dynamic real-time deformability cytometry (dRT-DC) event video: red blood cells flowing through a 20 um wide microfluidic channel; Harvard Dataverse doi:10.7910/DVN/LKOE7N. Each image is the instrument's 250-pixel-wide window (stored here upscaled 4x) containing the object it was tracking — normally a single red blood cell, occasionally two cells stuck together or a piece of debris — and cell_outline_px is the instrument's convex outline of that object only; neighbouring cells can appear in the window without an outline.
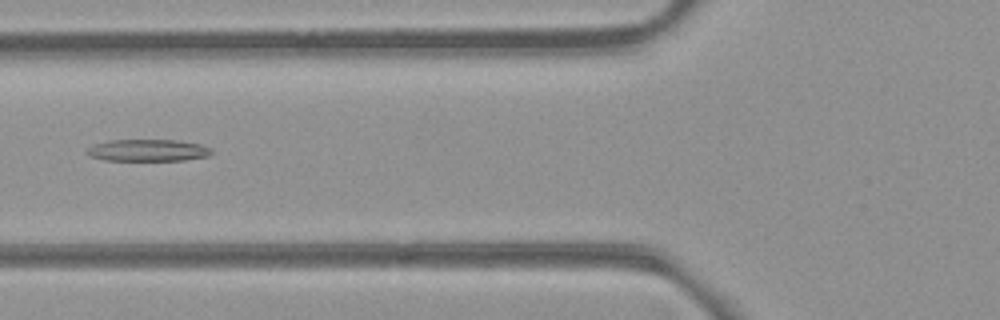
{"species": "common noctule bat (a hibernating species)", "species_latin": "Nyctalus noctula", "temperature_condition": "room temperature", "stored_images_in_passage": 43, "segment_of_instrument_passage": [1, 2], "camera_frame_rate_fps": 3000, "um_per_image_px": 0.085, "animal": {"sex": "female", "body_mass_g": 21.9}, "frame": {"image": 1, "passage_image": 14, "time_ms": 4.333, "image_size_px": [1000, 320], "cell_outline_px": [[212, 152], [208, 156], [184, 160], [104, 160], [88, 156], [88, 148], [92, 144], [108, 140], [176, 140], [204, 144], [212, 148]], "centroid_in_image_um": [12.59, 12.77], "position_along_channel_um": 113.2, "area_um2": 16.01}}
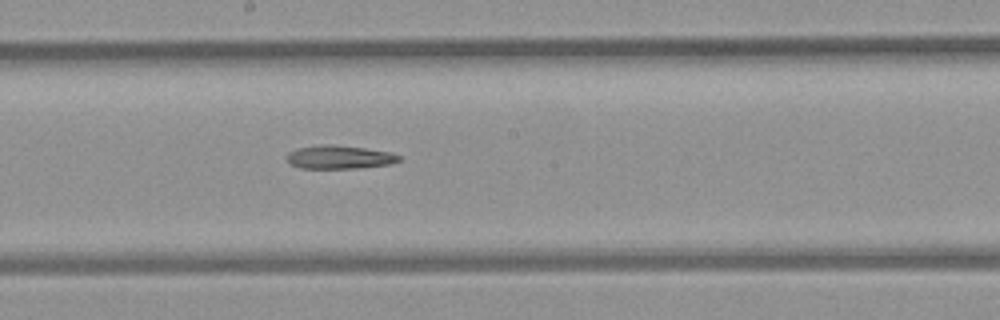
{"frame": {"image": 2, "passage_image": 22, "time_ms": 7.0, "image_size_px": [1000, 320], "cell_outline_px": [[400, 160], [388, 164], [356, 168], [300, 168], [292, 164], [284, 156], [288, 152], [296, 148], [320, 144], [328, 144], [364, 148], [388, 152], [400, 156]], "centroid_in_image_um": [28.77, 13.35], "position_along_channel_um": 219.4, "area_um2": 15.14}}
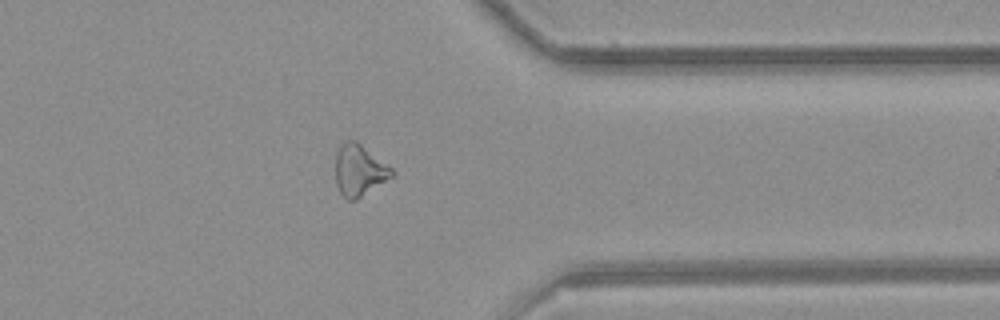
{"frame": {"image": 3, "passage_image": 35, "time_ms": 11.333, "image_size_px": [1000, 320], "cell_outline_px": [[396, 172], [392, 176], [356, 200], [348, 200], [340, 192], [336, 184], [336, 152], [340, 144], [344, 140], [356, 140], [392, 168]], "centroid_in_image_um": [30.52, 14.45], "position_along_channel_um": 380.9, "area_um2": 16.76}}